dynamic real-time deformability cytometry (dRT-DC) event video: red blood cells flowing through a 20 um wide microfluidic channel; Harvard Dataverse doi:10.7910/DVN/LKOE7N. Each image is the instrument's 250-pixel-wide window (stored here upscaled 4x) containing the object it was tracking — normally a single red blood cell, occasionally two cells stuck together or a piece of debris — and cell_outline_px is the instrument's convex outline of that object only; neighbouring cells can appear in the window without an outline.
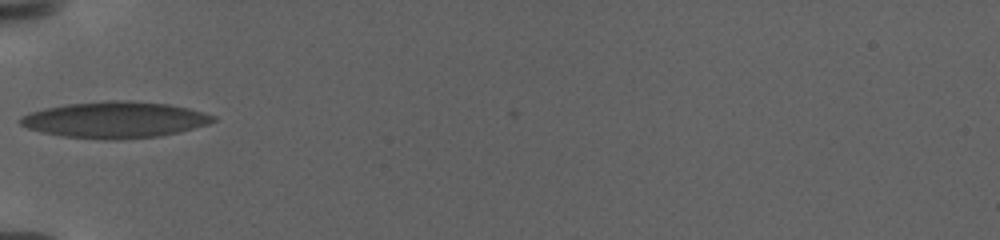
{"species": "human", "species_latin": "Homo sapiens", "temperature_condition": "warm", "stored_images_in_passage": 25, "camera_frame_rate_fps": 3000, "um_per_image_px": 0.085, "donor": {"sex": "female"}, "frame": {"image": 1, "passage_image": 1, "time_ms": 0.0, "image_size_px": [1000, 240], "cell_outline_px": [[216, 120], [208, 124], [160, 136], [120, 140], [108, 140], [64, 136], [44, 132], [28, 128], [20, 124], [20, 116], [44, 108], [68, 104], [104, 100], [132, 100], [168, 104], [188, 108], [204, 112], [216, 116]], "centroid_in_image_um": [9.79, 10.17], "position_along_channel_um": 75.2, "area_um2": 40.69}}
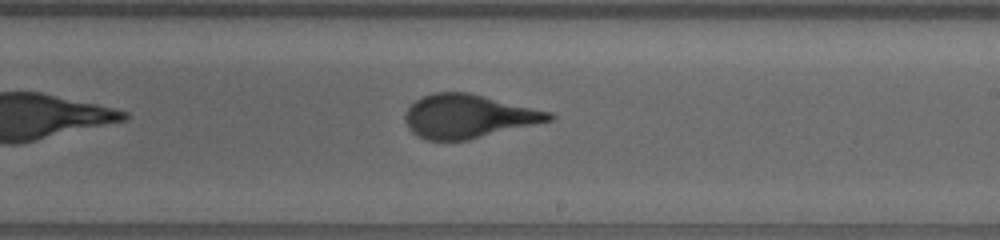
{"frame": {"image": 2, "passage_image": 11, "time_ms": 6.0, "image_size_px": [1000, 240], "cell_outline_px": [[556, 116], [552, 120], [468, 140], [424, 140], [412, 132], [408, 128], [404, 120], [404, 116], [408, 108], [416, 100], [432, 92], [468, 92], [552, 112]], "centroid_in_image_um": [39.79, 9.88], "position_along_channel_um": 249.2, "area_um2": 36.47}}
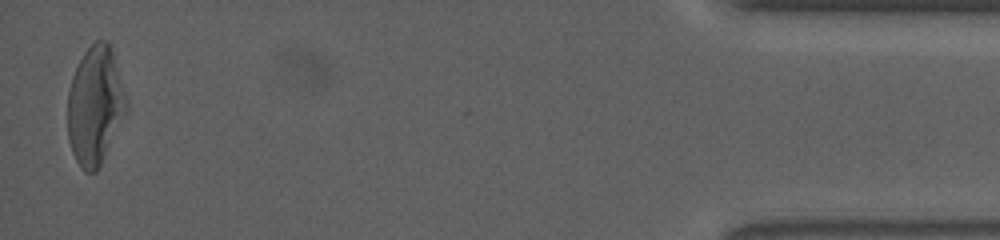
{"frame": {"image": 3, "passage_image": 25, "time_ms": 14.667, "image_size_px": [1000, 240], "cell_outline_px": [[128, 108], [96, 172], [84, 172], [80, 168], [72, 152], [68, 140], [68, 92], [72, 76], [84, 52], [96, 40], [108, 40], [128, 100]], "centroid_in_image_um": [8.07, 8.97], "position_along_channel_um": 427.1, "area_um2": 40.11}, "authors_computed_cell_mechanics": {"area_um2": 37.1076, "velocity_mm_per_s": 2.9136, "shape_relaxation_time_tau1_ms": 7.3349, "shape_relaxation_time_tau2_ms": null, "deformation_change_tau1": 0.239, "deformation_change_tau2": null}}